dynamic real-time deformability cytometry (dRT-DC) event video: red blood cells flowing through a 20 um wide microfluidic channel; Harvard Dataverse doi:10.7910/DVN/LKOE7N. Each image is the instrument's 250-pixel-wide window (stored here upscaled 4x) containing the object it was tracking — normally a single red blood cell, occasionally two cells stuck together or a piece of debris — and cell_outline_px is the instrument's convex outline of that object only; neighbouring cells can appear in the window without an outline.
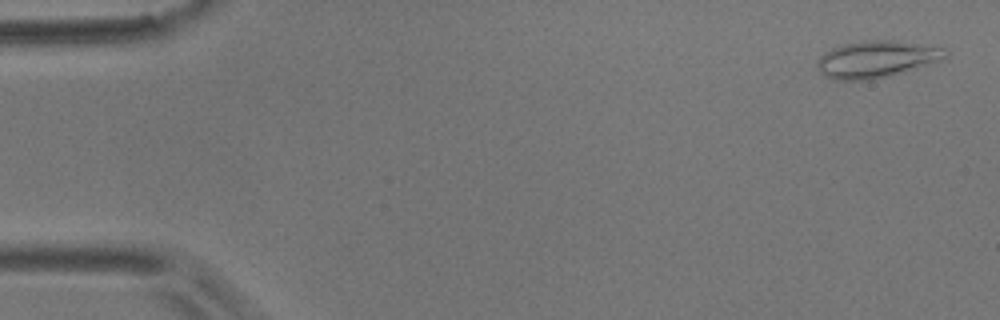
{"species": "common noctule bat (a hibernating species)", "species_latin": "Nyctalus noctula", "temperature_condition": "room temperature", "stored_images_in_passage": 5, "camera_frame_rate_fps": 3000, "um_per_image_px": 0.085, "animal": {"sex": "male", "body_mass_g": 17.9}, "frame": {"image": 1, "passage_image": 5, "time_ms": 6.0, "image_size_px": [1000, 320], "cell_outline_px": [[948, 56], [940, 60], [892, 76], [872, 80], [836, 80], [820, 72], [816, 64], [820, 56], [824, 52], [832, 48], [844, 44], [864, 40], [896, 40], [944, 48], [948, 52]], "centroid_in_image_um": [74.5, 5.03], "position_along_channel_um": 10.5, "area_um2": 27.57}}